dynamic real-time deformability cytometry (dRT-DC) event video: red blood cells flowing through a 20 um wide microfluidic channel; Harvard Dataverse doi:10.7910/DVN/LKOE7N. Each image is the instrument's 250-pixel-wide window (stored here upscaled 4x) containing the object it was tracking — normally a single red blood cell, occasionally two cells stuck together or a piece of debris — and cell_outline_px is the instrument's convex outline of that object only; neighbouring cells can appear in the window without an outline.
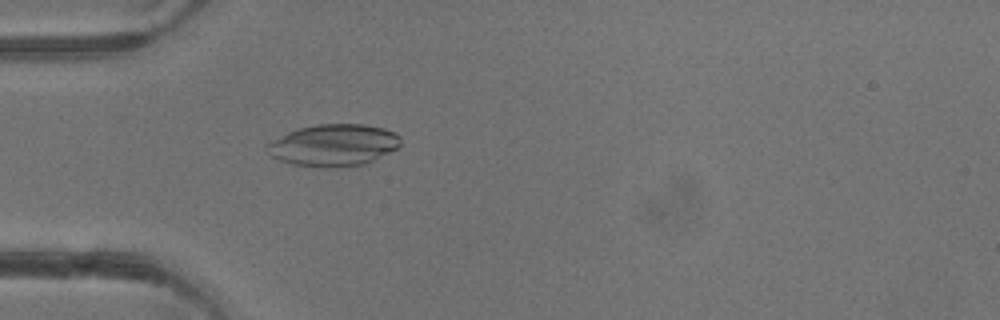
{"species": "common noctule bat (a hibernating species)", "species_latin": "Nyctalus noctula", "temperature_condition": "warm", "stored_images_in_passage": 4, "camera_frame_rate_fps": 3000, "um_per_image_px": 0.085, "animal": {"sex": "male", "body_mass_g": 13.3}, "frame": {"image": 1, "passage_image": 4, "time_ms": 3.667, "image_size_px": [1000, 320], "cell_outline_px": [[400, 144], [396, 148], [364, 164], [332, 168], [324, 168], [292, 164], [280, 160], [272, 156], [264, 148], [264, 144], [288, 132], [300, 128], [316, 124], [364, 124], [384, 128], [396, 132], [400, 136]], "centroid_in_image_um": [28.32, 12.33], "position_along_channel_um": 56.7, "area_um2": 32.6}}